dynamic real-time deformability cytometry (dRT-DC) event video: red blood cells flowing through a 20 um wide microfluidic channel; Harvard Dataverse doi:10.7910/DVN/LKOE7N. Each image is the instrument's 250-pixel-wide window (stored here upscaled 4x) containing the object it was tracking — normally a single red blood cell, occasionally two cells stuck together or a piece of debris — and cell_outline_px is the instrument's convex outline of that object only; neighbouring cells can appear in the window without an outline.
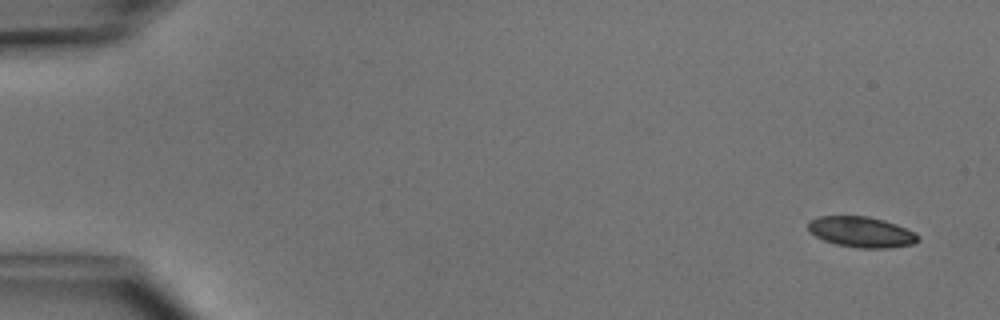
{"species": "common noctule bat (a hibernating species)", "species_latin": "Nyctalus noctula", "temperature_condition": "cold", "stored_images_in_passage": 5, "camera_frame_rate_fps": 3000, "um_per_image_px": 0.085, "animal": {"sex": "male", "body_mass_g": 15.6}, "frame": {"image": 1, "passage_image": 1, "time_ms": 0.0, "image_size_px": [1000, 320], "cell_outline_px": [[920, 240], [916, 244], [888, 248], [860, 248], [836, 244], [824, 240], [816, 236], [808, 228], [808, 220], [820, 216], [868, 216], [884, 220], [896, 224], [916, 232], [920, 236]], "centroid_in_image_um": [73.27, 19.72], "position_along_channel_um": 11.7, "area_um2": 19.77}}
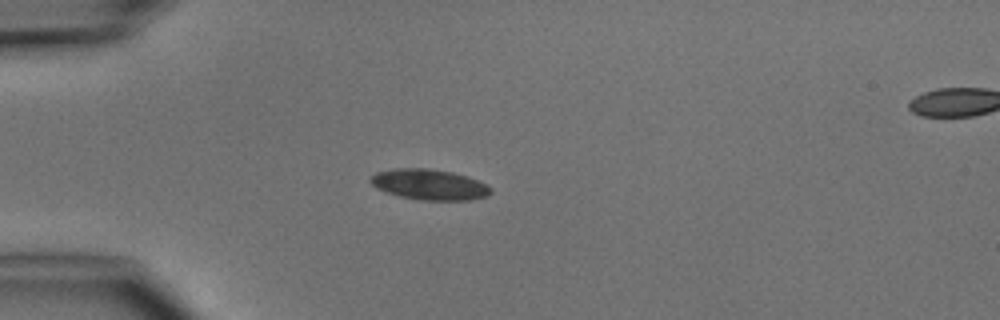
{"frame": {"image": 2, "passage_image": 4, "time_ms": 3.667, "image_size_px": [1000, 320], "cell_outline_px": [[492, 192], [488, 196], [468, 200], [420, 200], [400, 196], [376, 188], [368, 180], [368, 176], [376, 172], [396, 168], [428, 168], [452, 172], [468, 176], [488, 184], [492, 188]], "centroid_in_image_um": [36.5, 15.68], "position_along_channel_um": 48.5, "area_um2": 21.68}}